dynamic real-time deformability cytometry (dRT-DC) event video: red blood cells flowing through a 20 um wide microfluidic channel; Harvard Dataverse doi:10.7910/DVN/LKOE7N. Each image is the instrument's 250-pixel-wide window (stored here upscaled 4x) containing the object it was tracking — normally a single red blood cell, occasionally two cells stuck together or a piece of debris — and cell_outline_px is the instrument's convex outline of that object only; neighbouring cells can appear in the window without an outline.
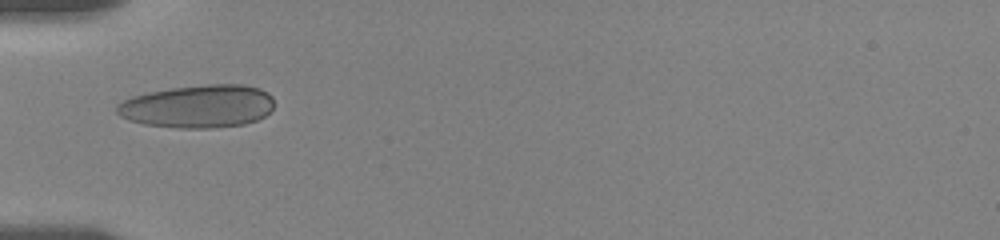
{"species": "human", "species_latin": "Homo sapiens", "temperature_condition": "room temperature", "stored_images_in_passage": 19, "camera_frame_rate_fps": 3000, "um_per_image_px": 0.085, "donor": {"sex": "female"}, "frame": {"image": 1, "passage_image": 1, "time_ms": 0.0, "image_size_px": [1000, 240], "cell_outline_px": [[272, 108], [264, 116], [256, 120], [244, 124], [212, 128], [180, 128], [144, 124], [128, 120], [120, 116], [116, 112], [116, 104], [132, 96], [148, 92], [172, 88], [208, 84], [244, 84], [260, 88], [268, 92], [272, 96]], "centroid_in_image_um": [16.82, 9.03], "position_along_channel_um": 68.2, "area_um2": 39.48}}
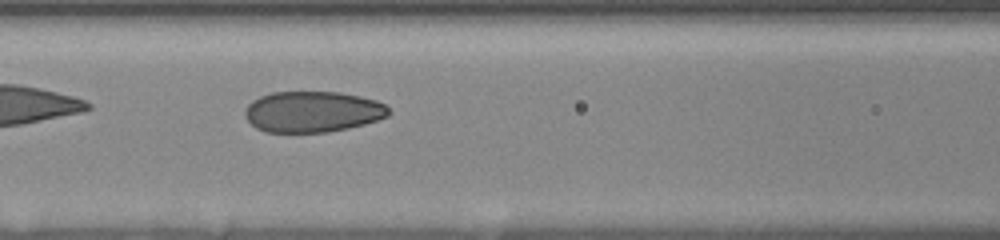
{"frame": {"image": 2, "passage_image": 10, "time_ms": 2.0, "image_size_px": [1000, 240], "cell_outline_px": [[392, 112], [388, 116], [364, 124], [348, 128], [328, 132], [264, 132], [256, 128], [244, 116], [244, 112], [248, 104], [252, 100], [260, 96], [272, 92], [340, 92], [360, 96], [376, 100], [384, 104]], "centroid_in_image_um": [26.56, 9.49], "position_along_channel_um": 140.0, "area_um2": 34.45}}
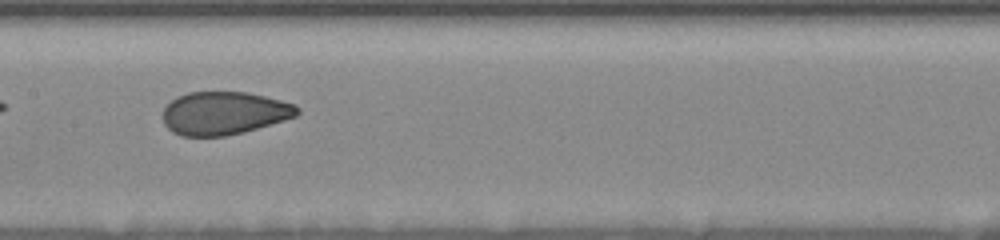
{"frame": {"image": 3, "passage_image": 18, "time_ms": 3.333, "image_size_px": [1000, 240], "cell_outline_px": [[300, 112], [296, 116], [284, 120], [244, 132], [224, 136], [180, 136], [172, 132], [164, 124], [164, 108], [176, 96], [188, 92], [244, 92], [264, 96], [296, 104], [300, 108]], "centroid_in_image_um": [19.05, 9.62], "position_along_channel_um": 188.4, "area_um2": 33.7}}